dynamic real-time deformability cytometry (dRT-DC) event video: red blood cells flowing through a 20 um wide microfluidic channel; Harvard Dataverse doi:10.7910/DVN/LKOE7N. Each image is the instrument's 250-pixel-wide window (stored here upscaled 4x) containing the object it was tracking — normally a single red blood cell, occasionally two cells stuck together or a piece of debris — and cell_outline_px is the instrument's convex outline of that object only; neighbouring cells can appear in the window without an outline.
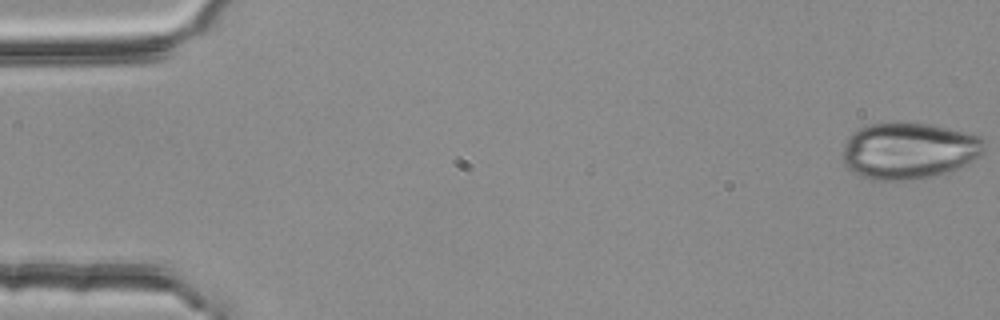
{"species": "common noctule bat (a hibernating species)", "species_latin": "Nyctalus noctula", "temperature_condition": "room temperature", "stored_images_in_passage": 55, "camera_frame_rate_fps": 3000, "um_per_image_px": 0.085, "animal": {"sex": "female", "body_mass_g": 25.1}, "frame": {"image": 1, "passage_image": 1, "time_ms": 0.0, "image_size_px": [1000, 320], "cell_outline_px": [[984, 152], [972, 164], [932, 176], [912, 180], [872, 180], [852, 172], [844, 164], [844, 144], [848, 136], [852, 132], [868, 124], [932, 124], [972, 132], [980, 136], [984, 140]], "centroid_in_image_um": [77.31, 12.82], "position_along_channel_um": 7.7, "area_um2": 46.93}}
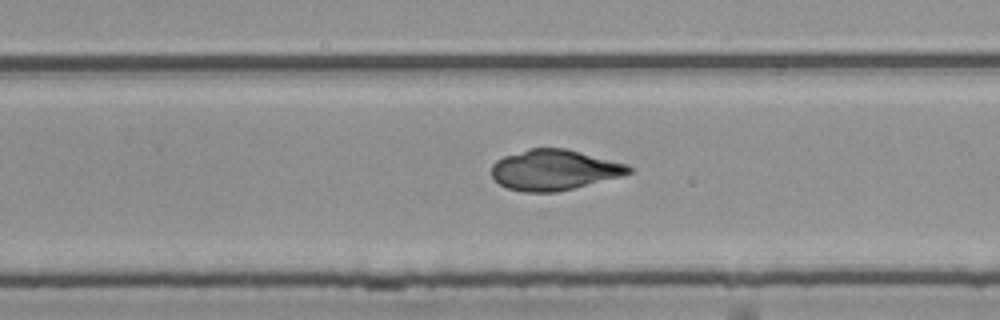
{"frame": {"image": 2, "passage_image": 35, "time_ms": 11.333, "image_size_px": [1000, 320], "cell_outline_px": [[632, 172], [620, 176], [556, 192], [524, 192], [508, 188], [500, 184], [492, 176], [492, 164], [496, 160], [504, 156], [528, 148], [564, 148], [628, 164], [632, 168]], "centroid_in_image_um": [47.08, 14.43], "position_along_channel_um": 282.7, "area_um2": 32.08}}
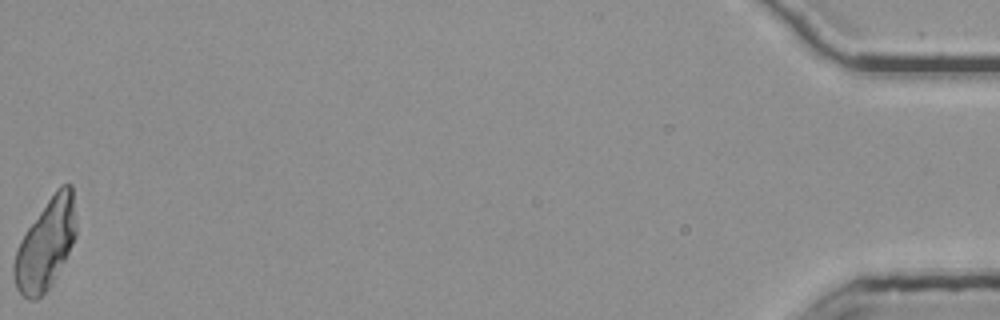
{"frame": {"image": 3, "passage_image": 55, "time_ms": 18.0, "image_size_px": [1000, 320], "cell_outline_px": [[76, 236], [56, 276], [48, 288], [36, 300], [28, 300], [16, 288], [12, 276], [12, 264], [20, 240], [24, 232], [56, 188], [60, 184], [72, 184], [76, 228]], "centroid_in_image_um": [3.86, 20.76], "position_along_channel_um": 431.3, "area_um2": 32.54}}